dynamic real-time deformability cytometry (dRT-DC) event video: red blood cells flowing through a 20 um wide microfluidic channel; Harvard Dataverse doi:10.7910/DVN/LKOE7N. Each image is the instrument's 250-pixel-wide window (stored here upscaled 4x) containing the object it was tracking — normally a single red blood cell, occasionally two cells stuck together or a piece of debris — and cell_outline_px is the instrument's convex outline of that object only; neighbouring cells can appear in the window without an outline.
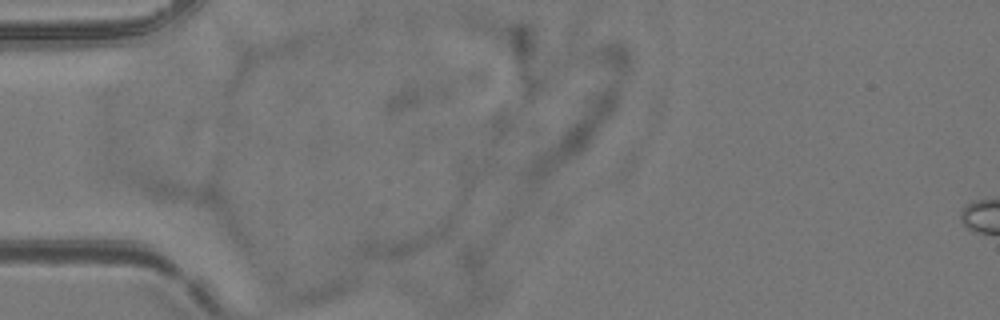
{"species": "common noctule bat (a hibernating species)", "species_latin": "Nyctalus noctula", "temperature_condition": "room temperature", "stored_images_in_passage": 2, "camera_frame_rate_fps": 3000, "um_per_image_px": 0.085, "animal": {"sex": "female", "body_mass_g": 24.6, "forearm_length_mm": 56.2}, "frame": {"image": 1, "passage_image": 1, "time_ms": 0.0, "image_size_px": [1000, 320], "cell_outline_px": [[448, 228], [436, 240], [396, 260], [392, 260], [364, 256], [356, 252], [356, 248], [364, 240], [448, 216]], "centroid_in_image_um": [34.27, 20.44], "position_along_channel_um": 50.7, "area_um2": 14.45}}